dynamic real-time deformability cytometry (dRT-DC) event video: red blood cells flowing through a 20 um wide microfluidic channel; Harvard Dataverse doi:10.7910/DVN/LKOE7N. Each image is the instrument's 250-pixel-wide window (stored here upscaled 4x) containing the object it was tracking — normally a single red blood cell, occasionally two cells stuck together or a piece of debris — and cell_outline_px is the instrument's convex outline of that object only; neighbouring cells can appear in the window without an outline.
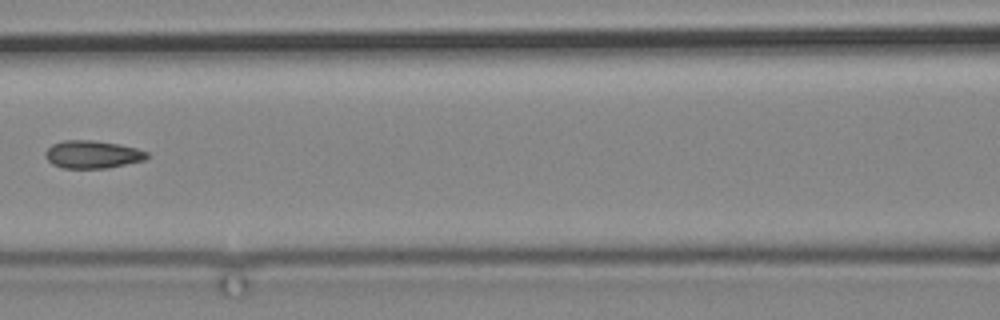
{"species": "common noctule bat (a hibernating species)", "species_latin": "Nyctalus noctula", "temperature_condition": "cold", "stored_images_in_passage": 5, "camera_frame_rate_fps": 3000, "um_per_image_px": 0.085, "animal": {"sex": "male", "body_mass_g": 19.2, "forearm_length_mm": 51.8}, "frame": {"image": 1, "passage_image": 5, "time_ms": 5.0, "image_size_px": [1000, 320], "cell_outline_px": [[148, 156], [144, 160], [108, 168], [64, 168], [52, 164], [44, 156], [44, 152], [52, 144], [64, 140], [92, 140], [120, 144], [136, 148], [148, 152]], "centroid_in_image_um": [7.84, 13.12], "position_along_channel_um": 158.8, "area_um2": 16.47}}